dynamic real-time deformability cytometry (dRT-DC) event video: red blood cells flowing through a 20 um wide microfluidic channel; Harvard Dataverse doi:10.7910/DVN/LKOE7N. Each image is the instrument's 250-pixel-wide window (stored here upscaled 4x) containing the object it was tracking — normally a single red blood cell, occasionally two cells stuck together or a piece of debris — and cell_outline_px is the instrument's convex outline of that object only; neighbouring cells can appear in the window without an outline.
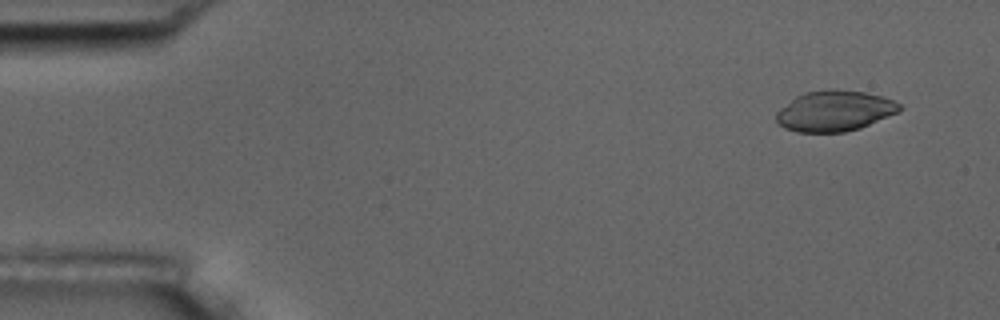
{"species": "common noctule bat (a hibernating species)", "species_latin": "Nyctalus noctula", "temperature_condition": "room temperature", "stored_images_in_passage": 5, "camera_frame_rate_fps": 3000, "um_per_image_px": 0.085, "animal": {"sex": "male", "body_mass_g": 17.5, "forearm_length_mm": 52.3}, "frame": {"image": 1, "passage_image": 1, "time_ms": 0.0, "image_size_px": [1000, 320], "cell_outline_px": [[904, 108], [900, 112], [860, 128], [844, 132], [796, 132], [784, 128], [776, 124], [776, 112], [780, 108], [796, 96], [804, 92], [832, 88], [836, 88], [868, 92], [892, 100], [900, 104]], "centroid_in_image_um": [70.94, 9.42], "position_along_channel_um": 14.1, "area_um2": 29.65}}
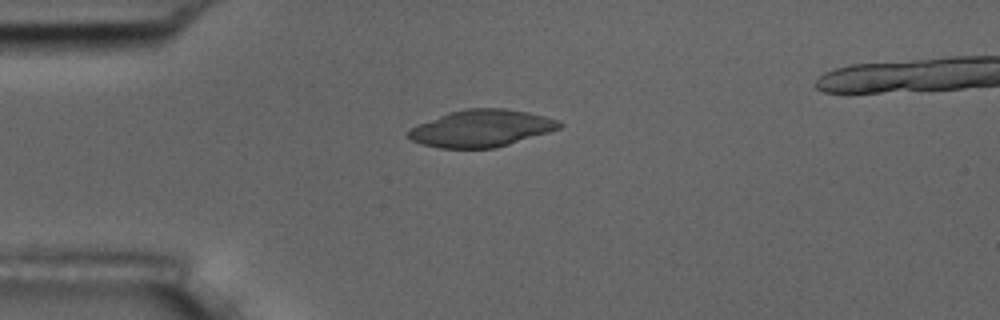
{"frame": {"image": 2, "passage_image": 4, "time_ms": 3.333, "image_size_px": [1000, 320], "cell_outline_px": [[564, 124], [560, 128], [548, 132], [496, 148], [440, 148], [424, 144], [412, 140], [404, 136], [416, 124], [448, 112], [468, 108], [504, 108], [528, 112], [560, 120]], "centroid_in_image_um": [40.91, 10.9], "position_along_channel_um": 44.1, "area_um2": 32.6}}